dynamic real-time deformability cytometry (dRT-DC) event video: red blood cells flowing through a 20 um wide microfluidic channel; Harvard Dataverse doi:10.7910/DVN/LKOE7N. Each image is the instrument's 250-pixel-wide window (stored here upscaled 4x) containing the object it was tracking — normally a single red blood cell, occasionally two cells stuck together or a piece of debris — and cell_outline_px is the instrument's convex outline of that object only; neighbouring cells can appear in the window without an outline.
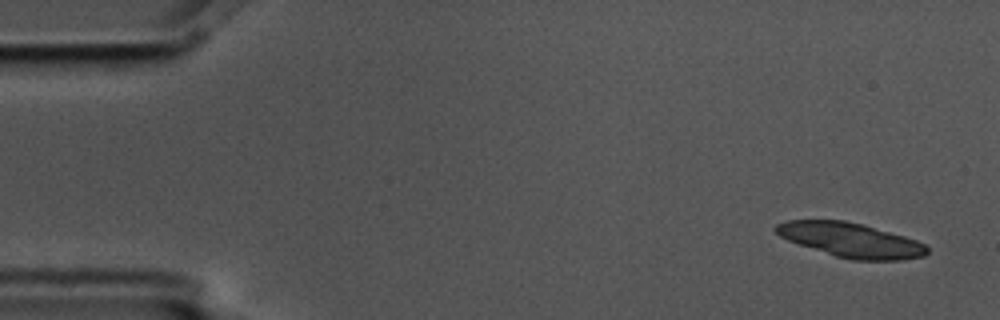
{"species": "common noctule bat (a hibernating species)", "species_latin": "Nyctalus noctula", "temperature_condition": "cold", "stored_images_in_passage": 6, "camera_frame_rate_fps": 3000, "um_per_image_px": 0.085, "animal": {"sex": "male", "body_mass_g": 17.5, "forearm_length_mm": 52.3}, "frame": {"image": 1, "passage_image": 1, "time_ms": 0.0, "image_size_px": [1000, 320], "cell_outline_px": [[928, 252], [924, 256], [904, 260], [852, 260], [836, 256], [788, 240], [780, 236], [772, 228], [776, 224], [788, 220], [844, 220], [860, 224], [904, 236], [916, 240], [924, 244], [928, 248]], "centroid_in_image_um": [72.31, 20.41], "position_along_channel_um": 12.7, "area_um2": 30.0}}